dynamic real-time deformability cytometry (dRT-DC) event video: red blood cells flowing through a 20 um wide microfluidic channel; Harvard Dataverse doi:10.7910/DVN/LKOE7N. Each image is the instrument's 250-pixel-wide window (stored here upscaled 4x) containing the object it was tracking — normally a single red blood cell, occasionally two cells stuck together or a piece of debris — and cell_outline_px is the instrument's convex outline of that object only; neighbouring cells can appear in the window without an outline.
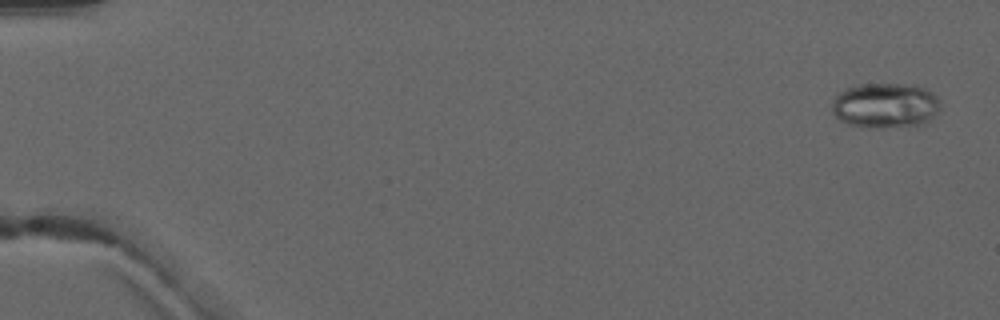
{"species": "common noctule bat (a hibernating species)", "species_latin": "Nyctalus noctula", "temperature_condition": "warm", "stored_images_in_passage": 5, "camera_frame_rate_fps": 3000, "um_per_image_px": 0.085, "animal": {"sex": "male", "forearm_length_mm": 52.5}, "frame": {"image": 1, "passage_image": 1, "time_ms": 0.0, "image_size_px": [1000, 320], "cell_outline_px": [[940, 108], [924, 124], [880, 128], [860, 128], [848, 124], [840, 120], [832, 112], [832, 100], [844, 88], [860, 84], [916, 84], [932, 92], [940, 100]], "centroid_in_image_um": [75.23, 8.96], "position_along_channel_um": 9.8, "area_um2": 28.84}}